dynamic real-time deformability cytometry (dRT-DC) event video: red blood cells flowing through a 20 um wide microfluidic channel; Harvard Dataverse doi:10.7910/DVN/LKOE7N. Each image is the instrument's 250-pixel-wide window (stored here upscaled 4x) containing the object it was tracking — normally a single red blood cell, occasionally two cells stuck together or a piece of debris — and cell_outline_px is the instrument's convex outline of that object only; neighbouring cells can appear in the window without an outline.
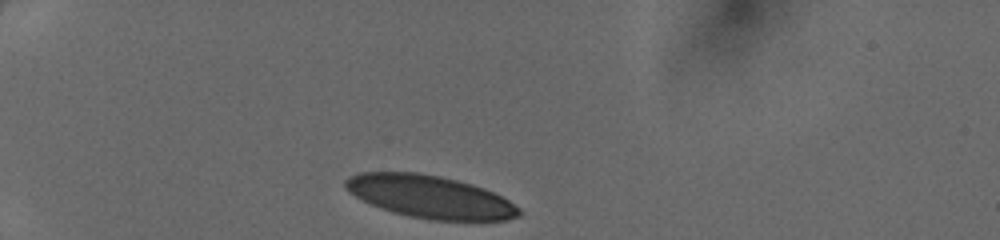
{"species": "human", "species_latin": "Homo sapiens", "temperature_condition": "cold", "stored_images_in_passage": 30, "camera_frame_rate_fps": 3000, "um_per_image_px": 0.085, "donor": {"sex": "female"}, "frame": {"image": 1, "passage_image": 1, "time_ms": 0.0, "image_size_px": [1000, 240], "cell_outline_px": [[520, 216], [504, 220], [428, 220], [408, 216], [392, 212], [380, 208], [348, 192], [344, 188], [344, 180], [360, 172], [416, 172], [440, 176], [472, 184], [484, 188], [508, 200], [520, 208]], "centroid_in_image_um": [36.53, 16.72], "position_along_channel_um": 48.5, "area_um2": 43.0}}
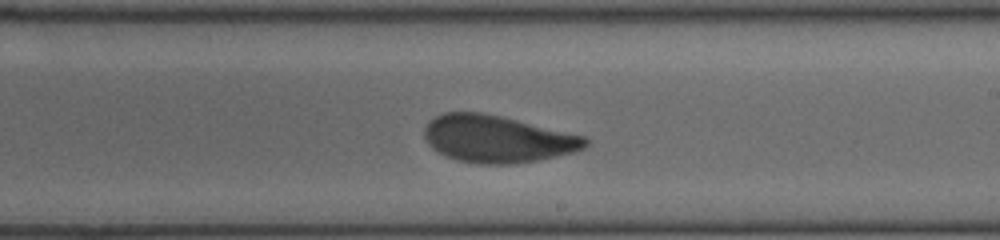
{"frame": {"image": 2, "passage_image": 18, "time_ms": 5.667, "image_size_px": [1000, 240], "cell_outline_px": [[588, 144], [584, 148], [572, 152], [556, 156], [536, 160], [512, 164], [476, 164], [456, 160], [444, 156], [432, 148], [424, 140], [424, 128], [428, 120], [444, 112], [484, 112], [584, 136], [588, 140]], "centroid_in_image_um": [42.2, 11.81], "position_along_channel_um": 246.8, "area_um2": 44.27}}
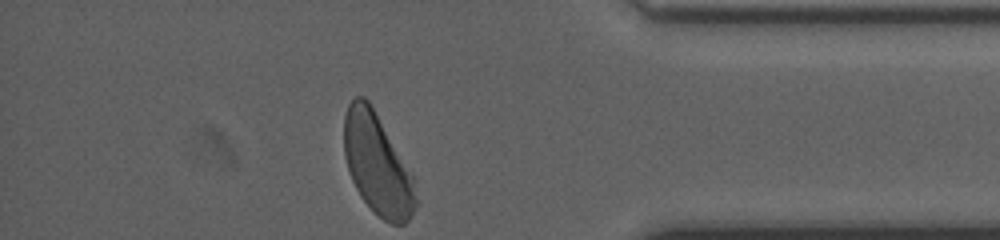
{"frame": {"image": 3, "passage_image": 30, "time_ms": 9.667, "image_size_px": [1000, 240], "cell_outline_px": [[420, 200], [408, 220], [404, 224], [392, 224], [384, 220], [360, 196], [352, 180], [348, 168], [344, 152], [344, 116], [348, 104], [356, 96], [364, 96], [368, 100], [416, 180]], "centroid_in_image_um": [32.11, 13.99], "position_along_channel_um": 403.1, "area_um2": 42.08}}